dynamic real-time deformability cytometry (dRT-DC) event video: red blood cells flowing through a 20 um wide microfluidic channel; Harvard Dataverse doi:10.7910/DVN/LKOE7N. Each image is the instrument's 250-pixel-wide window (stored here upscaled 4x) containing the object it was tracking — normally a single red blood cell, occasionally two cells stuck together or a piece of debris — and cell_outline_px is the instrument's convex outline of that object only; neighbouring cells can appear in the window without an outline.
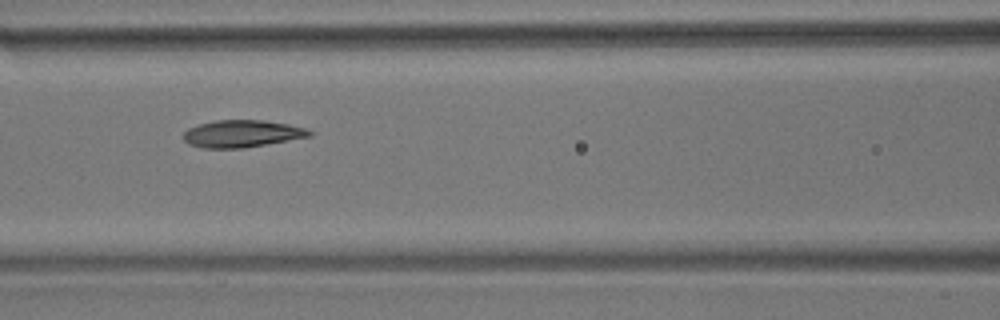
{"species": "common noctule bat (a hibernating species)", "species_latin": "Nyctalus noctula", "temperature_condition": "room temperature", "stored_images_in_passage": 9, "camera_frame_rate_fps": 3000, "um_per_image_px": 0.085, "animal": {"sex": "male", "body_mass_g": 17.9}, "frame": {"image": 1, "passage_image": 6, "time_ms": 5.667, "image_size_px": [1000, 320], "cell_outline_px": [[312, 136], [240, 148], [204, 148], [188, 144], [184, 140], [184, 132], [188, 128], [200, 124], [216, 120], [264, 120], [288, 124], [304, 128], [312, 132]], "centroid_in_image_um": [20.54, 11.36], "position_along_channel_um": 146.1, "area_um2": 19.71}}
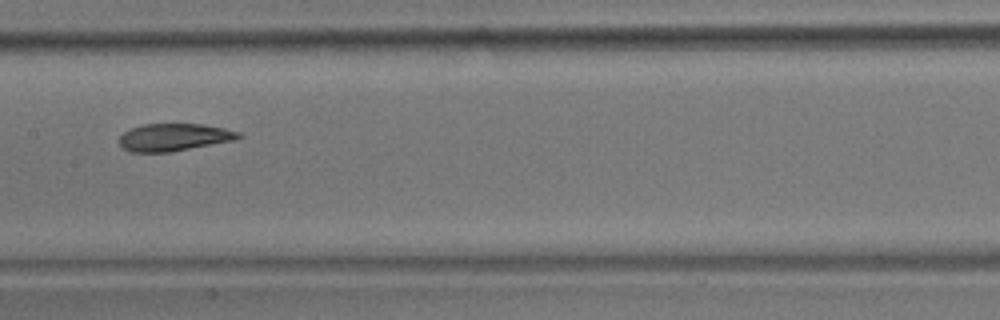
{"frame": {"image": 2, "passage_image": 7, "time_ms": 7.0, "image_size_px": [1000, 320], "cell_outline_px": [[244, 136], [236, 140], [168, 152], [128, 152], [120, 144], [120, 136], [124, 132], [140, 124], [204, 124], [224, 128], [240, 132]], "centroid_in_image_um": [14.82, 11.66], "position_along_channel_um": 192.6, "area_um2": 19.07}}